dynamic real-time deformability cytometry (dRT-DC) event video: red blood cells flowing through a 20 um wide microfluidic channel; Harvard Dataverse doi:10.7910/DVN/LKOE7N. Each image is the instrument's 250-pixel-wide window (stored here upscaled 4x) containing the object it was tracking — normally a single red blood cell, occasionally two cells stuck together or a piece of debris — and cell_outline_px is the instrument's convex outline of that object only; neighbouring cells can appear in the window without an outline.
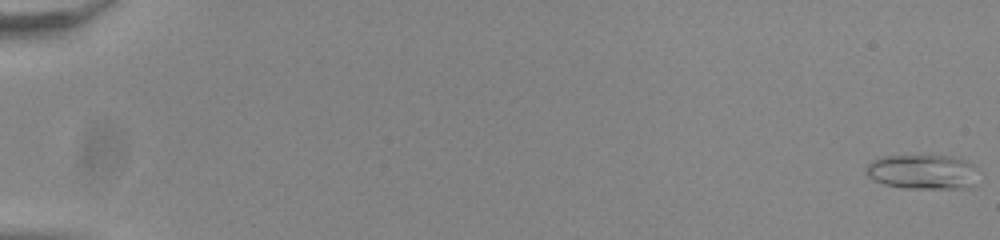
{"species": "common noctule bat (a hibernating species)", "species_latin": "Nyctalus noctula", "temperature_condition": "room temperature", "stored_images_in_passage": 55, "camera_frame_rate_fps": 3000, "um_per_image_px": 0.085, "animal": {"sex": "male", "body_mass_g": 20.0, "forearm_length_mm": 53.3}, "frame": {"image": 1, "passage_image": 1, "time_ms": 0.0, "image_size_px": [1000, 240], "cell_outline_px": [[972, 184], [968, 188], [900, 188], [884, 184], [868, 176], [868, 164], [872, 160], [880, 156], [952, 156], [964, 160], [972, 164]], "centroid_in_image_um": [78.34, 14.6], "position_along_channel_um": 6.7, "area_um2": 22.02}}
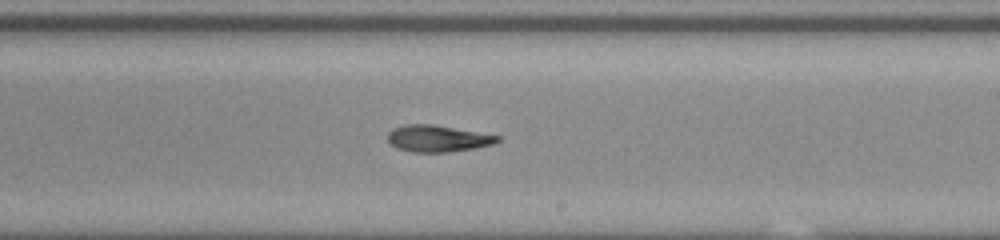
{"frame": {"image": 2, "passage_image": 35, "time_ms": 11.333, "image_size_px": [1000, 240], "cell_outline_px": [[504, 136], [500, 140], [492, 144], [472, 148], [448, 152], [412, 152], [396, 148], [388, 140], [388, 132], [392, 128], [404, 124], [432, 124]], "centroid_in_image_um": [37.2, 11.76], "position_along_channel_um": 251.8, "area_um2": 17.11}}
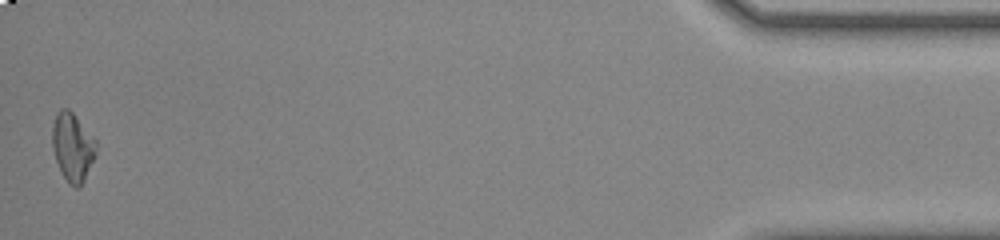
{"frame": {"image": 3, "passage_image": 55, "time_ms": 18.0, "image_size_px": [1000, 240], "cell_outline_px": [[96, 152], [84, 180], [80, 188], [76, 188], [68, 184], [56, 160], [52, 148], [52, 124], [56, 112], [60, 108], [68, 108], [72, 112], [96, 140]], "centroid_in_image_um": [6.15, 12.48], "position_along_channel_um": 429.1, "area_um2": 17.4}, "authors_computed_cell_mechanics": {"area_um2": 17.3978, "velocity_mm_per_s": 3.8547, "shape_relaxation_time_tau1_ms": null, "shape_relaxation_time_tau2_ms": 4.9743, "deformation_change_tau1": null, "deformation_change_tau2": 0.1307}}